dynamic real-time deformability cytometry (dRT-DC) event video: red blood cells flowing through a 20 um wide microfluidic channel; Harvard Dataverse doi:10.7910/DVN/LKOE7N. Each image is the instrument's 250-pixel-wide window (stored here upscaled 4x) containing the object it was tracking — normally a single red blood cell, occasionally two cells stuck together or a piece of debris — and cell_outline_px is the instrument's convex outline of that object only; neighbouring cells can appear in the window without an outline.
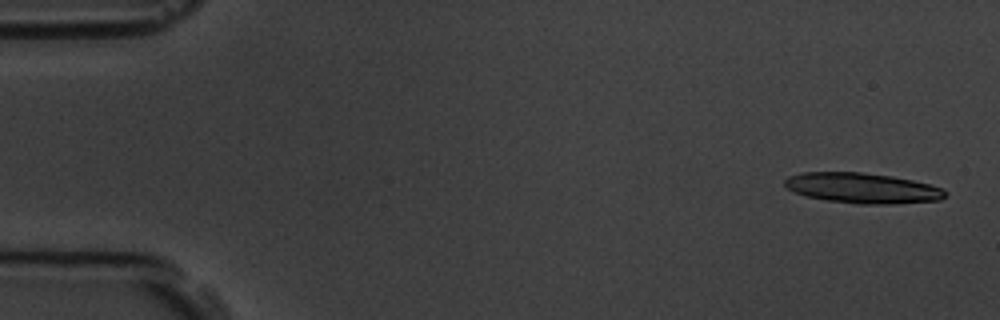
{"species": "common noctule bat (a hibernating species)", "species_latin": "Nyctalus noctula", "temperature_condition": "room temperature", "stored_images_in_passage": 4, "camera_frame_rate_fps": 3000, "um_per_image_px": 0.085, "animal": {"sex": "male", "body_mass_g": 19.5, "forearm_length_mm": 54.6}, "frame": {"image": 1, "passage_image": 1, "time_ms": 0.0, "image_size_px": [1000, 320], "cell_outline_px": [[948, 196], [940, 200], [896, 204], [856, 204], [828, 200], [808, 196], [796, 192], [788, 188], [784, 184], [784, 180], [788, 176], [800, 172], [860, 172], [892, 176], [912, 180], [944, 188], [948, 192]], "centroid_in_image_um": [73.36, 15.99], "position_along_channel_um": 11.6, "area_um2": 28.5}}